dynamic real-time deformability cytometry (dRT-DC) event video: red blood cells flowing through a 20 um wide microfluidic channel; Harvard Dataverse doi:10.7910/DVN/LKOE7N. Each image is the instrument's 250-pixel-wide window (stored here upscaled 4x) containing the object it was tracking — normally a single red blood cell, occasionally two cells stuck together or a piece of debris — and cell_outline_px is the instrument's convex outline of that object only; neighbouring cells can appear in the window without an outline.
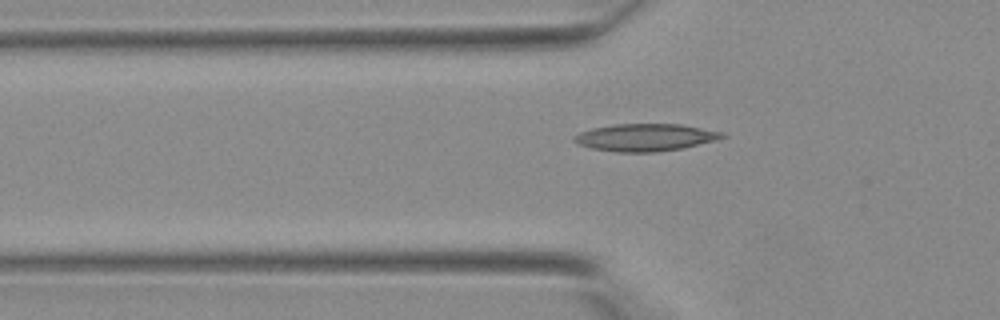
{"species": "Egyptian fruit bat (a non-hibernating species)", "species_latin": "Rousettus aegyptiacus", "temperature_condition": "warm", "stored_images_in_passage": 33, "camera_frame_rate_fps": 3000, "um_per_image_px": 0.085, "animal": {"sex": "female"}, "frame": {"image": 1, "passage_image": 6, "time_ms": 1.667, "image_size_px": [1000, 320], "cell_outline_px": [[728, 136], [716, 140], [680, 148], [656, 152], [616, 152], [592, 148], [576, 144], [572, 140], [572, 136], [580, 132], [592, 128], [616, 124], [680, 124], [724, 132]], "centroid_in_image_um": [54.82, 11.68], "position_along_channel_um": 71.0, "area_um2": 23.58}}
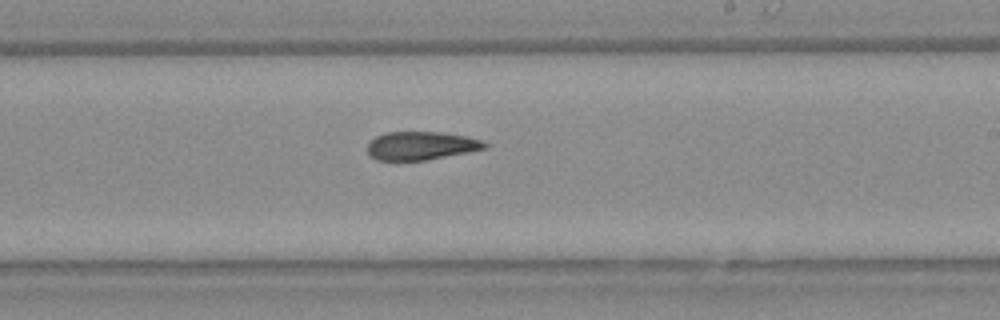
{"frame": {"image": 2, "passage_image": 17, "time_ms": 5.333, "image_size_px": [1000, 320], "cell_outline_px": [[488, 144], [484, 148], [424, 160], [376, 160], [368, 156], [368, 144], [376, 136], [384, 132], [440, 132], [464, 136], [480, 140]], "centroid_in_image_um": [35.7, 12.38], "position_along_channel_um": 253.3, "area_um2": 18.96}}
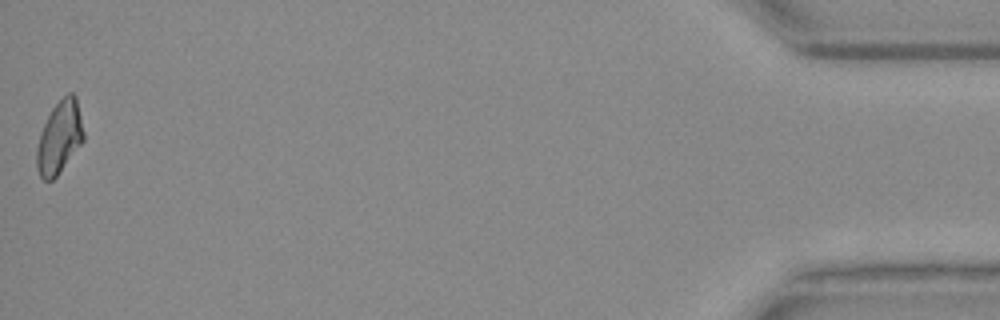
{"frame": {"image": 3, "passage_image": 33, "time_ms": 10.667, "image_size_px": [1000, 320], "cell_outline_px": [[84, 140], [56, 176], [52, 180], [44, 180], [40, 176], [36, 164], [36, 148], [40, 132], [52, 108], [68, 92], [72, 92], [76, 96], [84, 132]], "centroid_in_image_um": [5.05, 11.66], "position_along_channel_um": 430.2, "area_um2": 19.59}}